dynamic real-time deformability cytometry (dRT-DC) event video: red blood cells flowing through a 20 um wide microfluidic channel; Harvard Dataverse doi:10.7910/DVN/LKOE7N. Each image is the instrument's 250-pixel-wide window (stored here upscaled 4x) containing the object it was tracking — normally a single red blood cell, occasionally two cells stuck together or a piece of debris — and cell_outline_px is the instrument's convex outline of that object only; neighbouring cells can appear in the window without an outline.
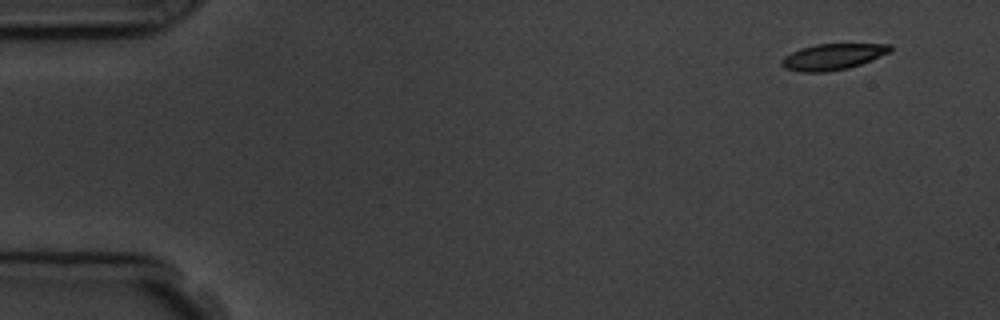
{"species": "common noctule bat (a hibernating species)", "species_latin": "Nyctalus noctula", "temperature_condition": "room temperature", "stored_images_in_passage": 3, "camera_frame_rate_fps": 3000, "um_per_image_px": 0.085, "animal": {"sex": "male", "body_mass_g": 19.5, "forearm_length_mm": 54.6}, "frame": {"image": 1, "passage_image": 1, "time_ms": 0.0, "image_size_px": [1000, 320], "cell_outline_px": [[892, 52], [860, 64], [848, 68], [828, 72], [800, 72], [784, 68], [780, 64], [780, 60], [784, 56], [800, 48], [816, 44], [892, 44]], "centroid_in_image_um": [70.77, 4.82], "position_along_channel_um": 14.2, "area_um2": 16.65}}